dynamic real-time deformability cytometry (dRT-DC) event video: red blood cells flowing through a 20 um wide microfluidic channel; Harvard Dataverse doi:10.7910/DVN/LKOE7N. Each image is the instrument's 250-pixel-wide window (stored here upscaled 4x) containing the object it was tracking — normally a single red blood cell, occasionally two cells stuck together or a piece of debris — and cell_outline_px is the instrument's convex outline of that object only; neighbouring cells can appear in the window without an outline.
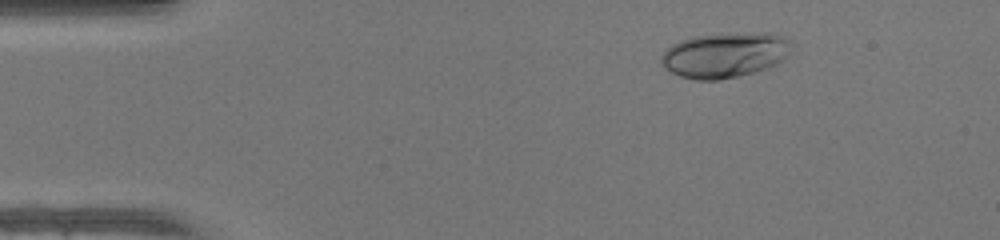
{"species": "human", "species_latin": "Homo sapiens", "temperature_condition": "warm", "stored_images_in_passage": 42, "camera_frame_rate_fps": 3000, "um_per_image_px": 0.085, "donor": {"sex": "female"}, "frame": {"image": 1, "passage_image": 1, "time_ms": 0.0, "image_size_px": [1000, 240], "cell_outline_px": [[792, 40], [784, 56], [776, 64], [756, 72], [720, 80], [696, 80], [680, 76], [664, 68], [660, 64], [660, 56], [672, 44], [680, 40], [692, 36], [720, 32], [776, 32]], "centroid_in_image_um": [61.58, 4.64], "position_along_channel_um": 23.4, "area_um2": 34.91}}
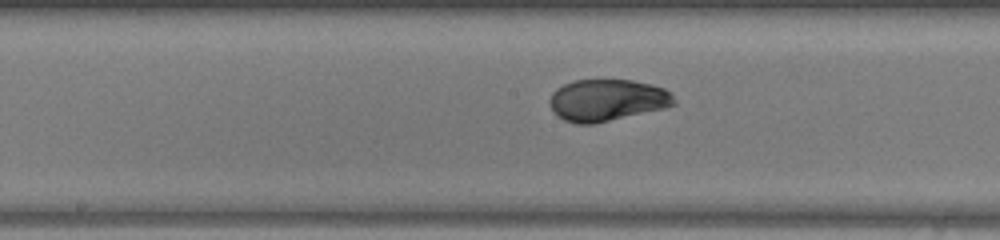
{"frame": {"image": 2, "passage_image": 19, "time_ms": 6.0, "image_size_px": [1000, 240], "cell_outline_px": [[676, 104], [664, 108], [592, 124], [576, 124], [564, 120], [548, 104], [548, 100], [552, 92], [556, 88], [572, 80], [632, 80], [664, 88], [672, 92], [676, 100]], "centroid_in_image_um": [51.6, 8.5], "position_along_channel_um": 196.6, "area_um2": 30.23}}
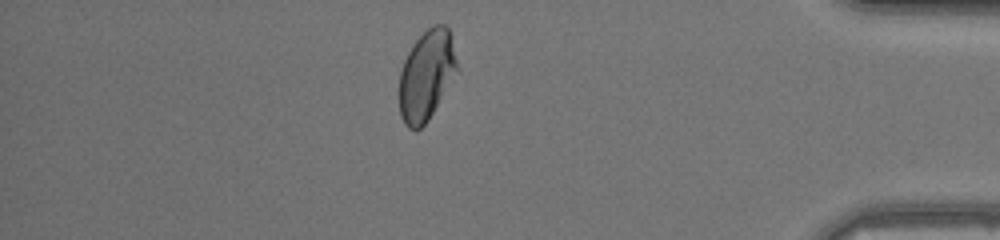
{"frame": {"image": 3, "passage_image": 36, "time_ms": 11.667, "image_size_px": [1000, 240], "cell_outline_px": [[460, 72], [428, 120], [420, 128], [408, 128], [404, 124], [400, 116], [400, 72], [404, 60], [408, 52], [416, 40], [432, 24], [444, 24], [448, 28], [460, 68]], "centroid_in_image_um": [36.3, 6.39], "position_along_channel_um": 398.9, "area_um2": 30.69}, "authors_computed_cell_mechanics": {"area_um2": 30.6629, "velocity_mm_per_s": 4.2544, "shape_relaxation_time_tau1_ms": 3.7097, "shape_relaxation_time_tau2_ms": null, "deformation_change_tau1": 0.1738, "deformation_change_tau2": null}}